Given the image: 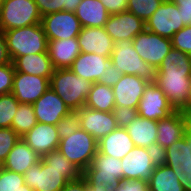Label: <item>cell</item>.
<instances>
[{"mask_svg":"<svg viewBox=\"0 0 191 191\" xmlns=\"http://www.w3.org/2000/svg\"><path fill=\"white\" fill-rule=\"evenodd\" d=\"M4 169V161L0 158V172Z\"/></svg>","mask_w":191,"mask_h":191,"instance_id":"56","label":"cell"},{"mask_svg":"<svg viewBox=\"0 0 191 191\" xmlns=\"http://www.w3.org/2000/svg\"><path fill=\"white\" fill-rule=\"evenodd\" d=\"M24 181L34 191H61L68 180L42 159L24 173Z\"/></svg>","mask_w":191,"mask_h":191,"instance_id":"11","label":"cell"},{"mask_svg":"<svg viewBox=\"0 0 191 191\" xmlns=\"http://www.w3.org/2000/svg\"><path fill=\"white\" fill-rule=\"evenodd\" d=\"M85 107L97 111L112 112L115 107L112 87L97 82L93 83Z\"/></svg>","mask_w":191,"mask_h":191,"instance_id":"31","label":"cell"},{"mask_svg":"<svg viewBox=\"0 0 191 191\" xmlns=\"http://www.w3.org/2000/svg\"><path fill=\"white\" fill-rule=\"evenodd\" d=\"M49 88L50 79L15 71L11 93L19 103L33 104Z\"/></svg>","mask_w":191,"mask_h":191,"instance_id":"14","label":"cell"},{"mask_svg":"<svg viewBox=\"0 0 191 191\" xmlns=\"http://www.w3.org/2000/svg\"><path fill=\"white\" fill-rule=\"evenodd\" d=\"M42 16L34 0H3L0 9V29L22 28L41 23Z\"/></svg>","mask_w":191,"mask_h":191,"instance_id":"5","label":"cell"},{"mask_svg":"<svg viewBox=\"0 0 191 191\" xmlns=\"http://www.w3.org/2000/svg\"><path fill=\"white\" fill-rule=\"evenodd\" d=\"M190 110H191V90H190Z\"/></svg>","mask_w":191,"mask_h":191,"instance_id":"58","label":"cell"},{"mask_svg":"<svg viewBox=\"0 0 191 191\" xmlns=\"http://www.w3.org/2000/svg\"><path fill=\"white\" fill-rule=\"evenodd\" d=\"M110 15L126 11L128 8L127 0H100Z\"/></svg>","mask_w":191,"mask_h":191,"instance_id":"49","label":"cell"},{"mask_svg":"<svg viewBox=\"0 0 191 191\" xmlns=\"http://www.w3.org/2000/svg\"><path fill=\"white\" fill-rule=\"evenodd\" d=\"M135 147L126 128L117 127L98 141V152L122 159Z\"/></svg>","mask_w":191,"mask_h":191,"instance_id":"24","label":"cell"},{"mask_svg":"<svg viewBox=\"0 0 191 191\" xmlns=\"http://www.w3.org/2000/svg\"><path fill=\"white\" fill-rule=\"evenodd\" d=\"M47 165L56 171L62 172L68 181H74L82 176V171L63 156L58 150L51 151L41 158Z\"/></svg>","mask_w":191,"mask_h":191,"instance_id":"32","label":"cell"},{"mask_svg":"<svg viewBox=\"0 0 191 191\" xmlns=\"http://www.w3.org/2000/svg\"><path fill=\"white\" fill-rule=\"evenodd\" d=\"M191 164V141L184 135L166 148L165 165Z\"/></svg>","mask_w":191,"mask_h":191,"instance_id":"33","label":"cell"},{"mask_svg":"<svg viewBox=\"0 0 191 191\" xmlns=\"http://www.w3.org/2000/svg\"><path fill=\"white\" fill-rule=\"evenodd\" d=\"M11 63L12 59L7 48L6 38L4 32L0 29V66Z\"/></svg>","mask_w":191,"mask_h":191,"instance_id":"51","label":"cell"},{"mask_svg":"<svg viewBox=\"0 0 191 191\" xmlns=\"http://www.w3.org/2000/svg\"><path fill=\"white\" fill-rule=\"evenodd\" d=\"M145 24L146 30L169 39L185 27L177 5L170 0H164Z\"/></svg>","mask_w":191,"mask_h":191,"instance_id":"10","label":"cell"},{"mask_svg":"<svg viewBox=\"0 0 191 191\" xmlns=\"http://www.w3.org/2000/svg\"><path fill=\"white\" fill-rule=\"evenodd\" d=\"M190 126L189 114L175 110L171 115L157 121V143L167 148L184 137Z\"/></svg>","mask_w":191,"mask_h":191,"instance_id":"18","label":"cell"},{"mask_svg":"<svg viewBox=\"0 0 191 191\" xmlns=\"http://www.w3.org/2000/svg\"><path fill=\"white\" fill-rule=\"evenodd\" d=\"M122 75L123 74L119 72L116 67L110 62L104 74L100 76L97 83L113 87L120 81Z\"/></svg>","mask_w":191,"mask_h":191,"instance_id":"46","label":"cell"},{"mask_svg":"<svg viewBox=\"0 0 191 191\" xmlns=\"http://www.w3.org/2000/svg\"><path fill=\"white\" fill-rule=\"evenodd\" d=\"M82 176L86 182L104 183L114 188L123 179L121 159L97 152Z\"/></svg>","mask_w":191,"mask_h":191,"instance_id":"6","label":"cell"},{"mask_svg":"<svg viewBox=\"0 0 191 191\" xmlns=\"http://www.w3.org/2000/svg\"><path fill=\"white\" fill-rule=\"evenodd\" d=\"M113 191H149L148 182L144 180H124L117 184Z\"/></svg>","mask_w":191,"mask_h":191,"instance_id":"45","label":"cell"},{"mask_svg":"<svg viewBox=\"0 0 191 191\" xmlns=\"http://www.w3.org/2000/svg\"><path fill=\"white\" fill-rule=\"evenodd\" d=\"M25 184L24 175L3 169L0 172V191H15Z\"/></svg>","mask_w":191,"mask_h":191,"instance_id":"38","label":"cell"},{"mask_svg":"<svg viewBox=\"0 0 191 191\" xmlns=\"http://www.w3.org/2000/svg\"><path fill=\"white\" fill-rule=\"evenodd\" d=\"M112 112L119 128H126L138 115L137 109L126 106H115Z\"/></svg>","mask_w":191,"mask_h":191,"instance_id":"41","label":"cell"},{"mask_svg":"<svg viewBox=\"0 0 191 191\" xmlns=\"http://www.w3.org/2000/svg\"><path fill=\"white\" fill-rule=\"evenodd\" d=\"M19 102L12 93L0 95V128H11Z\"/></svg>","mask_w":191,"mask_h":191,"instance_id":"36","label":"cell"},{"mask_svg":"<svg viewBox=\"0 0 191 191\" xmlns=\"http://www.w3.org/2000/svg\"><path fill=\"white\" fill-rule=\"evenodd\" d=\"M2 2H3V1H2V0H0V9H1V6H2Z\"/></svg>","mask_w":191,"mask_h":191,"instance_id":"59","label":"cell"},{"mask_svg":"<svg viewBox=\"0 0 191 191\" xmlns=\"http://www.w3.org/2000/svg\"><path fill=\"white\" fill-rule=\"evenodd\" d=\"M184 135L191 141V125H190L189 128L186 130V132H185Z\"/></svg>","mask_w":191,"mask_h":191,"instance_id":"55","label":"cell"},{"mask_svg":"<svg viewBox=\"0 0 191 191\" xmlns=\"http://www.w3.org/2000/svg\"><path fill=\"white\" fill-rule=\"evenodd\" d=\"M163 1L164 0H127V10L146 23Z\"/></svg>","mask_w":191,"mask_h":191,"instance_id":"35","label":"cell"},{"mask_svg":"<svg viewBox=\"0 0 191 191\" xmlns=\"http://www.w3.org/2000/svg\"><path fill=\"white\" fill-rule=\"evenodd\" d=\"M41 25L48 41L77 38L81 24L75 12L58 11L42 17Z\"/></svg>","mask_w":191,"mask_h":191,"instance_id":"9","label":"cell"},{"mask_svg":"<svg viewBox=\"0 0 191 191\" xmlns=\"http://www.w3.org/2000/svg\"><path fill=\"white\" fill-rule=\"evenodd\" d=\"M109 63V57H103L95 53L81 52L69 69L77 76L95 83L104 74Z\"/></svg>","mask_w":191,"mask_h":191,"instance_id":"22","label":"cell"},{"mask_svg":"<svg viewBox=\"0 0 191 191\" xmlns=\"http://www.w3.org/2000/svg\"><path fill=\"white\" fill-rule=\"evenodd\" d=\"M37 124L32 104L19 103L11 128L22 137Z\"/></svg>","mask_w":191,"mask_h":191,"instance_id":"34","label":"cell"},{"mask_svg":"<svg viewBox=\"0 0 191 191\" xmlns=\"http://www.w3.org/2000/svg\"><path fill=\"white\" fill-rule=\"evenodd\" d=\"M15 191H34V190L31 189L27 184H23L22 186H20V189Z\"/></svg>","mask_w":191,"mask_h":191,"instance_id":"54","label":"cell"},{"mask_svg":"<svg viewBox=\"0 0 191 191\" xmlns=\"http://www.w3.org/2000/svg\"><path fill=\"white\" fill-rule=\"evenodd\" d=\"M38 6L41 16L64 11L65 0H34Z\"/></svg>","mask_w":191,"mask_h":191,"instance_id":"44","label":"cell"},{"mask_svg":"<svg viewBox=\"0 0 191 191\" xmlns=\"http://www.w3.org/2000/svg\"><path fill=\"white\" fill-rule=\"evenodd\" d=\"M41 157L20 138L4 161V169L24 175Z\"/></svg>","mask_w":191,"mask_h":191,"instance_id":"25","label":"cell"},{"mask_svg":"<svg viewBox=\"0 0 191 191\" xmlns=\"http://www.w3.org/2000/svg\"><path fill=\"white\" fill-rule=\"evenodd\" d=\"M61 191H90V186L83 176L74 181H68Z\"/></svg>","mask_w":191,"mask_h":191,"instance_id":"50","label":"cell"},{"mask_svg":"<svg viewBox=\"0 0 191 191\" xmlns=\"http://www.w3.org/2000/svg\"><path fill=\"white\" fill-rule=\"evenodd\" d=\"M12 63L16 72L29 75L51 79L54 72L48 52L20 56L15 58Z\"/></svg>","mask_w":191,"mask_h":191,"instance_id":"26","label":"cell"},{"mask_svg":"<svg viewBox=\"0 0 191 191\" xmlns=\"http://www.w3.org/2000/svg\"><path fill=\"white\" fill-rule=\"evenodd\" d=\"M132 41L133 47L139 56L156 69L173 48L171 39L162 37L146 29L140 32Z\"/></svg>","mask_w":191,"mask_h":191,"instance_id":"7","label":"cell"},{"mask_svg":"<svg viewBox=\"0 0 191 191\" xmlns=\"http://www.w3.org/2000/svg\"><path fill=\"white\" fill-rule=\"evenodd\" d=\"M59 139L67 138L80 128L78 110H71L56 125Z\"/></svg>","mask_w":191,"mask_h":191,"instance_id":"37","label":"cell"},{"mask_svg":"<svg viewBox=\"0 0 191 191\" xmlns=\"http://www.w3.org/2000/svg\"><path fill=\"white\" fill-rule=\"evenodd\" d=\"M189 114V120H190V125H191V110L188 112Z\"/></svg>","mask_w":191,"mask_h":191,"instance_id":"57","label":"cell"},{"mask_svg":"<svg viewBox=\"0 0 191 191\" xmlns=\"http://www.w3.org/2000/svg\"><path fill=\"white\" fill-rule=\"evenodd\" d=\"M20 138L12 128H0V158L3 161Z\"/></svg>","mask_w":191,"mask_h":191,"instance_id":"39","label":"cell"},{"mask_svg":"<svg viewBox=\"0 0 191 191\" xmlns=\"http://www.w3.org/2000/svg\"><path fill=\"white\" fill-rule=\"evenodd\" d=\"M82 0H65L64 11L75 12Z\"/></svg>","mask_w":191,"mask_h":191,"instance_id":"53","label":"cell"},{"mask_svg":"<svg viewBox=\"0 0 191 191\" xmlns=\"http://www.w3.org/2000/svg\"><path fill=\"white\" fill-rule=\"evenodd\" d=\"M14 73L13 63L0 66V95L12 92Z\"/></svg>","mask_w":191,"mask_h":191,"instance_id":"42","label":"cell"},{"mask_svg":"<svg viewBox=\"0 0 191 191\" xmlns=\"http://www.w3.org/2000/svg\"><path fill=\"white\" fill-rule=\"evenodd\" d=\"M41 158L57 150L59 136L56 125L39 123L21 137Z\"/></svg>","mask_w":191,"mask_h":191,"instance_id":"20","label":"cell"},{"mask_svg":"<svg viewBox=\"0 0 191 191\" xmlns=\"http://www.w3.org/2000/svg\"><path fill=\"white\" fill-rule=\"evenodd\" d=\"M57 150L84 172L98 152V141L79 128L67 138L60 139Z\"/></svg>","mask_w":191,"mask_h":191,"instance_id":"4","label":"cell"},{"mask_svg":"<svg viewBox=\"0 0 191 191\" xmlns=\"http://www.w3.org/2000/svg\"><path fill=\"white\" fill-rule=\"evenodd\" d=\"M124 180L149 181L155 165L152 163L146 148L135 146L121 159Z\"/></svg>","mask_w":191,"mask_h":191,"instance_id":"17","label":"cell"},{"mask_svg":"<svg viewBox=\"0 0 191 191\" xmlns=\"http://www.w3.org/2000/svg\"><path fill=\"white\" fill-rule=\"evenodd\" d=\"M110 62L123 75H136L149 83H154L156 80L157 69L139 56L132 40L114 42Z\"/></svg>","mask_w":191,"mask_h":191,"instance_id":"3","label":"cell"},{"mask_svg":"<svg viewBox=\"0 0 191 191\" xmlns=\"http://www.w3.org/2000/svg\"><path fill=\"white\" fill-rule=\"evenodd\" d=\"M157 75L191 76V56L172 48L157 68Z\"/></svg>","mask_w":191,"mask_h":191,"instance_id":"29","label":"cell"},{"mask_svg":"<svg viewBox=\"0 0 191 191\" xmlns=\"http://www.w3.org/2000/svg\"><path fill=\"white\" fill-rule=\"evenodd\" d=\"M32 106L37 122L50 125H57L71 111L51 88L34 102Z\"/></svg>","mask_w":191,"mask_h":191,"instance_id":"15","label":"cell"},{"mask_svg":"<svg viewBox=\"0 0 191 191\" xmlns=\"http://www.w3.org/2000/svg\"><path fill=\"white\" fill-rule=\"evenodd\" d=\"M175 110L190 111L191 76L156 75L154 82Z\"/></svg>","mask_w":191,"mask_h":191,"instance_id":"8","label":"cell"},{"mask_svg":"<svg viewBox=\"0 0 191 191\" xmlns=\"http://www.w3.org/2000/svg\"><path fill=\"white\" fill-rule=\"evenodd\" d=\"M148 187L149 191H184L177 175L167 165L155 167Z\"/></svg>","mask_w":191,"mask_h":191,"instance_id":"30","label":"cell"},{"mask_svg":"<svg viewBox=\"0 0 191 191\" xmlns=\"http://www.w3.org/2000/svg\"><path fill=\"white\" fill-rule=\"evenodd\" d=\"M80 128L92 135L97 141L114 131L116 124L113 112H104L82 107L78 109Z\"/></svg>","mask_w":191,"mask_h":191,"instance_id":"16","label":"cell"},{"mask_svg":"<svg viewBox=\"0 0 191 191\" xmlns=\"http://www.w3.org/2000/svg\"><path fill=\"white\" fill-rule=\"evenodd\" d=\"M148 84V81L136 75H122L120 81L112 87L115 106L138 109L139 102Z\"/></svg>","mask_w":191,"mask_h":191,"instance_id":"19","label":"cell"},{"mask_svg":"<svg viewBox=\"0 0 191 191\" xmlns=\"http://www.w3.org/2000/svg\"><path fill=\"white\" fill-rule=\"evenodd\" d=\"M92 82L77 76L69 68L54 69L50 88L65 102L70 110L85 106Z\"/></svg>","mask_w":191,"mask_h":191,"instance_id":"1","label":"cell"},{"mask_svg":"<svg viewBox=\"0 0 191 191\" xmlns=\"http://www.w3.org/2000/svg\"><path fill=\"white\" fill-rule=\"evenodd\" d=\"M177 5L185 26L191 25V0H170Z\"/></svg>","mask_w":191,"mask_h":191,"instance_id":"48","label":"cell"},{"mask_svg":"<svg viewBox=\"0 0 191 191\" xmlns=\"http://www.w3.org/2000/svg\"><path fill=\"white\" fill-rule=\"evenodd\" d=\"M104 28L113 41L117 42L133 40L140 32L146 29V24L139 17L126 10L110 15Z\"/></svg>","mask_w":191,"mask_h":191,"instance_id":"13","label":"cell"},{"mask_svg":"<svg viewBox=\"0 0 191 191\" xmlns=\"http://www.w3.org/2000/svg\"><path fill=\"white\" fill-rule=\"evenodd\" d=\"M90 186V191H113V188L104 185V183L87 182Z\"/></svg>","mask_w":191,"mask_h":191,"instance_id":"52","label":"cell"},{"mask_svg":"<svg viewBox=\"0 0 191 191\" xmlns=\"http://www.w3.org/2000/svg\"><path fill=\"white\" fill-rule=\"evenodd\" d=\"M3 32L12 61L20 56L47 52L48 39L41 23Z\"/></svg>","mask_w":191,"mask_h":191,"instance_id":"2","label":"cell"},{"mask_svg":"<svg viewBox=\"0 0 191 191\" xmlns=\"http://www.w3.org/2000/svg\"><path fill=\"white\" fill-rule=\"evenodd\" d=\"M146 150L155 167L165 165L166 148L155 142L146 147Z\"/></svg>","mask_w":191,"mask_h":191,"instance_id":"47","label":"cell"},{"mask_svg":"<svg viewBox=\"0 0 191 191\" xmlns=\"http://www.w3.org/2000/svg\"><path fill=\"white\" fill-rule=\"evenodd\" d=\"M135 146L146 148L157 141V121L137 117L126 127Z\"/></svg>","mask_w":191,"mask_h":191,"instance_id":"28","label":"cell"},{"mask_svg":"<svg viewBox=\"0 0 191 191\" xmlns=\"http://www.w3.org/2000/svg\"><path fill=\"white\" fill-rule=\"evenodd\" d=\"M82 27H104L110 14L100 0H82L75 10Z\"/></svg>","mask_w":191,"mask_h":191,"instance_id":"27","label":"cell"},{"mask_svg":"<svg viewBox=\"0 0 191 191\" xmlns=\"http://www.w3.org/2000/svg\"><path fill=\"white\" fill-rule=\"evenodd\" d=\"M177 175L184 191H191V164L167 165Z\"/></svg>","mask_w":191,"mask_h":191,"instance_id":"43","label":"cell"},{"mask_svg":"<svg viewBox=\"0 0 191 191\" xmlns=\"http://www.w3.org/2000/svg\"><path fill=\"white\" fill-rule=\"evenodd\" d=\"M137 111L140 117L159 121L171 115L175 109L168 102L162 90L156 84L149 83L145 88Z\"/></svg>","mask_w":191,"mask_h":191,"instance_id":"12","label":"cell"},{"mask_svg":"<svg viewBox=\"0 0 191 191\" xmlns=\"http://www.w3.org/2000/svg\"><path fill=\"white\" fill-rule=\"evenodd\" d=\"M172 47L191 56V25L176 32L172 38Z\"/></svg>","mask_w":191,"mask_h":191,"instance_id":"40","label":"cell"},{"mask_svg":"<svg viewBox=\"0 0 191 191\" xmlns=\"http://www.w3.org/2000/svg\"><path fill=\"white\" fill-rule=\"evenodd\" d=\"M47 52L54 69L70 68L81 53L77 38L48 41Z\"/></svg>","mask_w":191,"mask_h":191,"instance_id":"23","label":"cell"},{"mask_svg":"<svg viewBox=\"0 0 191 191\" xmlns=\"http://www.w3.org/2000/svg\"><path fill=\"white\" fill-rule=\"evenodd\" d=\"M77 40L80 52L83 53H95L110 58L114 48V41L104 27H82Z\"/></svg>","mask_w":191,"mask_h":191,"instance_id":"21","label":"cell"}]
</instances>
